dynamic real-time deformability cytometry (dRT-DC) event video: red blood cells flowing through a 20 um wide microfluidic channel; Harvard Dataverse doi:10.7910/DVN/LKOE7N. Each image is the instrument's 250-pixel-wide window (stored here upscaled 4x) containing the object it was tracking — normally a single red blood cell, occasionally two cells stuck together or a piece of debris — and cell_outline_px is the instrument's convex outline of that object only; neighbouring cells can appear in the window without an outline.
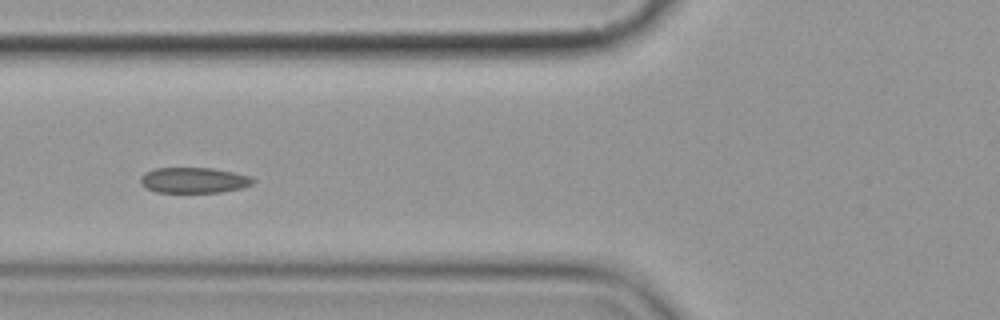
{"species": "common noctule bat (a hibernating species)", "species_latin": "Nyctalus noctula", "temperature_condition": "cold", "stored_images_in_passage": 13, "segment_of_instrument_passage": [1, 2], "camera_frame_rate_fps": 3000, "um_per_image_px": 0.085, "animal": {"sex": "female", "body_mass_g": 19.9}, "frame": {"image": 1, "passage_image": 3, "time_ms": 2.333, "image_size_px": [1000, 320], "cell_outline_px": [[256, 180], [252, 184], [240, 188], [220, 192], [156, 192], [140, 184], [140, 176], [144, 172], [156, 168], [212, 168], [252, 176]], "centroid_in_image_um": [16.46, 15.31], "position_along_channel_um": 109.3, "area_um2": 16.76}}
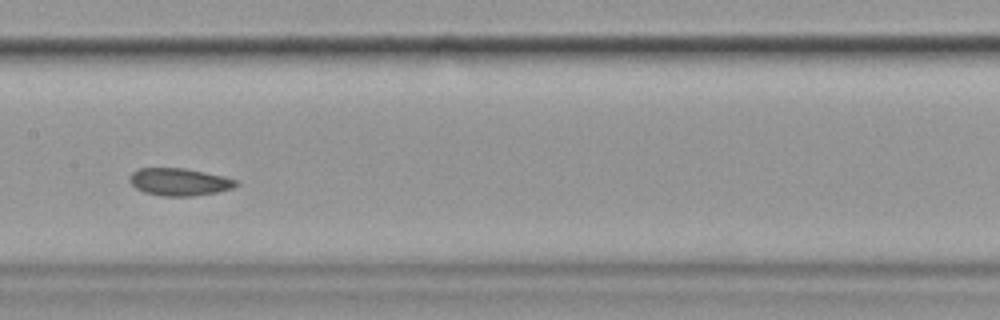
{"frame": {"image": 2, "passage_image": 5, "time_ms": 4.667, "image_size_px": [1000, 320], "cell_outline_px": [[240, 184], [232, 188], [216, 192], [192, 196], [164, 196], [144, 192], [136, 188], [128, 180], [128, 176], [136, 168], [184, 168], [224, 176], [236, 180]], "centroid_in_image_um": [15.21, 15.45], "position_along_channel_um": 192.2, "area_um2": 17.05}}
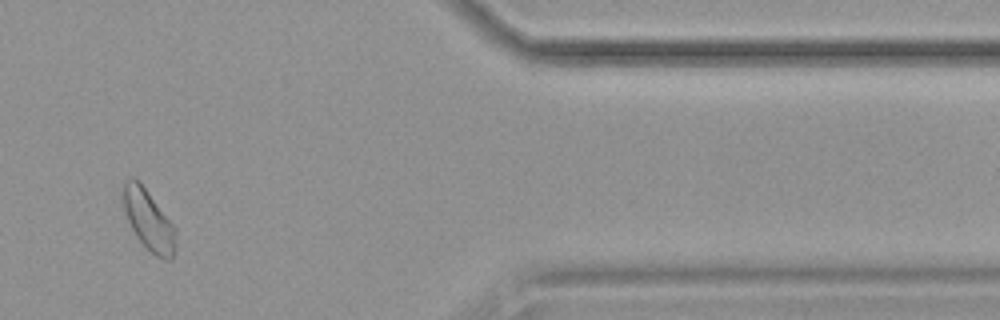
{"frame": {"image": 3, "passage_image": 10, "time_ms": 11.333, "image_size_px": [1000, 320], "cell_outline_px": [[176, 248], [172, 260], [164, 260], [156, 256], [136, 236], [128, 220], [120, 200], [120, 188], [124, 180], [132, 176], [144, 188], [176, 228]], "centroid_in_image_um": [12.59, 18.69], "position_along_channel_um": 398.8, "area_um2": 18.67}}